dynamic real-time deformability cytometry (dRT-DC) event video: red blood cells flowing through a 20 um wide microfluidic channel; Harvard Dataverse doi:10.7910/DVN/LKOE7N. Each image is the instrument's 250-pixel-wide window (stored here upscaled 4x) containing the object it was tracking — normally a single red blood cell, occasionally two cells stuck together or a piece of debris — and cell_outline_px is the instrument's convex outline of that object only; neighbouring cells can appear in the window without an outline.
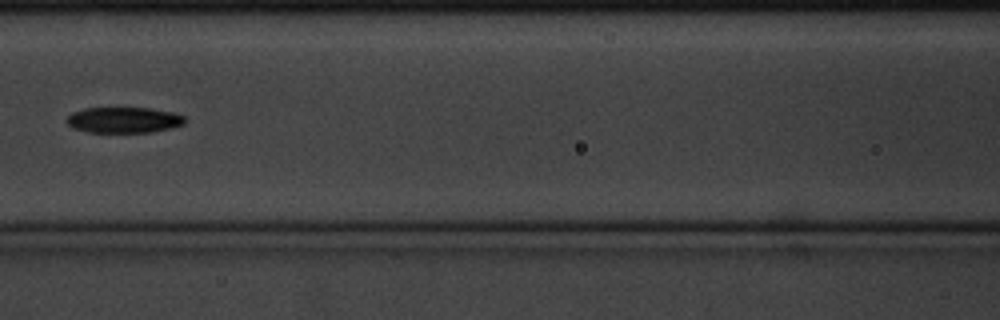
{"species": "common noctule bat (a hibernating species)", "species_latin": "Nyctalus noctula", "temperature_condition": "cold", "stored_images_in_passage": 15, "camera_frame_rate_fps": 3000, "um_per_image_px": 0.085, "animal": {"sex": "male", "body_mass_g": 20.1, "forearm_length_mm": 53.5}, "frame": {"image": 1, "passage_image": 7, "time_ms": 2.0, "image_size_px": [1000, 320], "cell_outline_px": [[184, 124], [172, 128], [152, 132], [88, 132], [72, 128], [64, 120], [72, 112], [84, 108], [148, 108], [172, 112], [184, 116]], "centroid_in_image_um": [10.49, 10.2], "position_along_channel_um": 156.1, "area_um2": 17.8}}
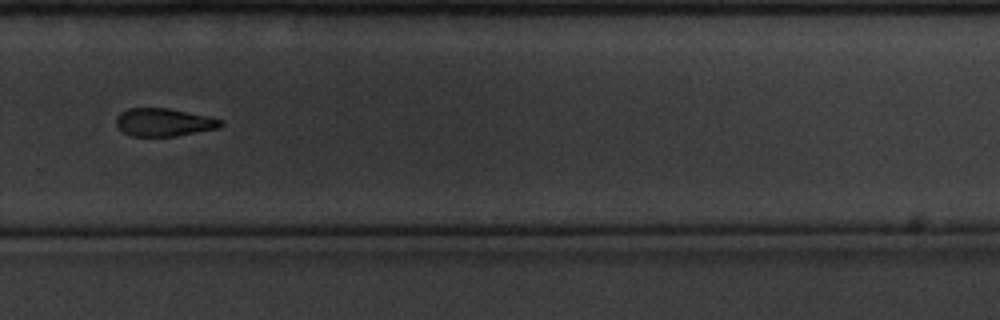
{"frame": {"image": 2, "passage_image": 11, "time_ms": 3.333, "image_size_px": [1000, 320], "cell_outline_px": [[224, 124], [220, 128], [172, 136], [132, 136], [124, 132], [116, 124], [116, 120], [120, 112], [128, 108], [168, 108], [204, 116], [220, 120]], "centroid_in_image_um": [13.89, 10.39], "position_along_channel_um": 315.9, "area_um2": 16.65}}
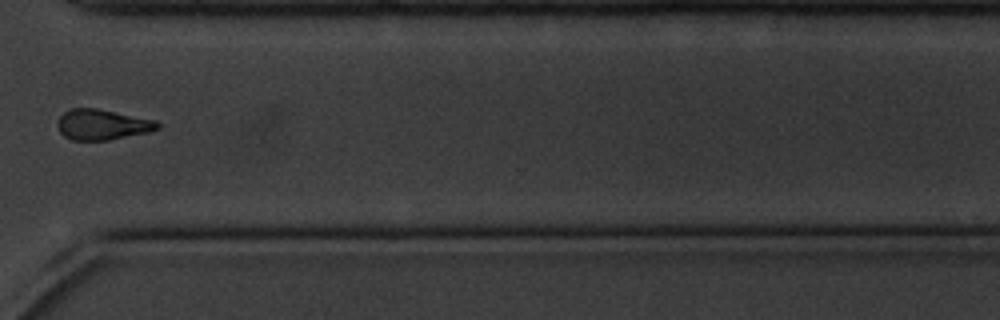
{"frame": {"image": 3, "passage_image": 12, "time_ms": 3.667, "image_size_px": [1000, 320], "cell_outline_px": [[160, 128], [148, 132], [108, 140], [72, 140], [64, 136], [60, 132], [56, 124], [60, 116], [64, 112], [72, 108], [96, 108], [156, 120], [160, 124]], "centroid_in_image_um": [8.68, 10.59], "position_along_channel_um": 361.9, "area_um2": 17.74}}